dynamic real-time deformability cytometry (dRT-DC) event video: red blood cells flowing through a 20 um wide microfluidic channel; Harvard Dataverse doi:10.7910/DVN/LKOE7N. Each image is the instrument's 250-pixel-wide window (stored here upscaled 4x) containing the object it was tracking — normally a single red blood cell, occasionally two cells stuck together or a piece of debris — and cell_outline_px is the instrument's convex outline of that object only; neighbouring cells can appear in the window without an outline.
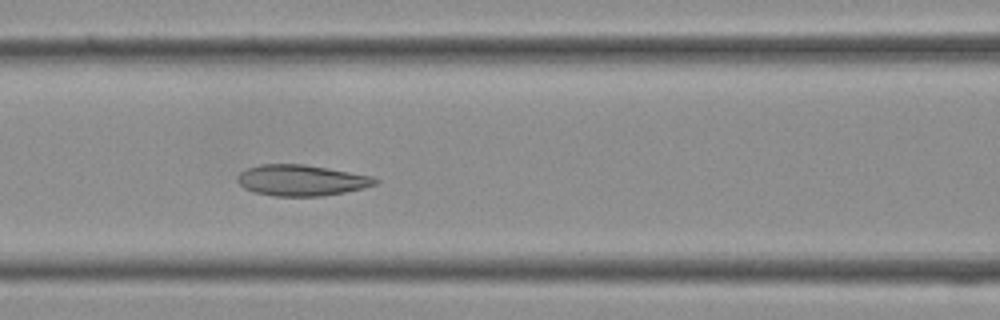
{"species": "Egyptian fruit bat (a non-hibernating species)", "species_latin": "Rousettus aegyptiacus", "temperature_condition": "cold", "stored_images_in_passage": 32, "camera_frame_rate_fps": 3000, "um_per_image_px": 0.085, "frame": {"image": 1, "passage_image": 15, "time_ms": 4.667, "image_size_px": [1000, 320], "cell_outline_px": [[380, 180], [376, 184], [364, 188], [344, 192], [320, 196], [276, 196], [256, 192], [244, 188], [236, 180], [236, 176], [240, 172], [248, 168], [260, 164], [304, 164], [328, 168], [372, 176]], "centroid_in_image_um": [25.61, 15.32], "position_along_channel_um": 141.0, "area_um2": 24.8}}
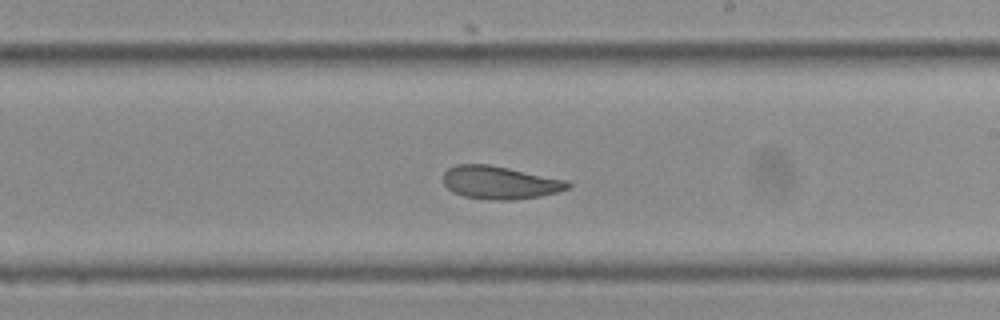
{"frame": {"image": 2, "passage_image": 21, "time_ms": 6.667, "image_size_px": [1000, 320], "cell_outline_px": [[572, 184], [568, 188], [556, 192], [540, 196], [512, 200], [492, 200], [464, 196], [452, 192], [444, 184], [444, 172], [448, 168], [456, 164], [488, 164], [568, 180]], "centroid_in_image_um": [42.48, 15.51], "position_along_channel_um": 246.5, "area_um2": 23.87}}
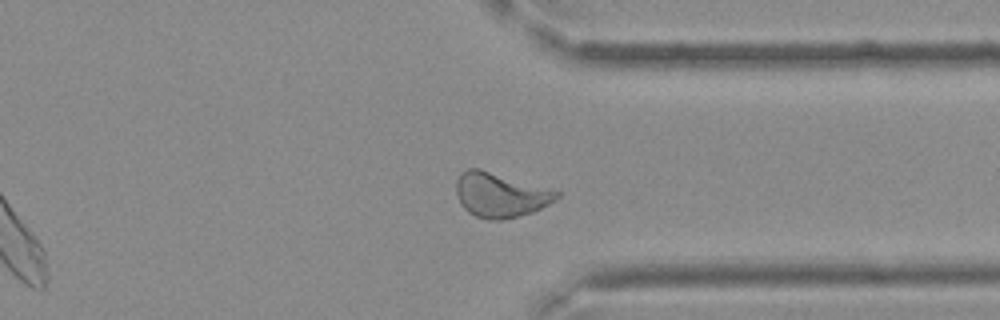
{"frame": {"image": 3, "passage_image": 28, "time_ms": 9.0, "image_size_px": [1000, 320], "cell_outline_px": [[560, 196], [556, 200], [532, 212], [520, 216], [500, 220], [488, 220], [476, 216], [468, 212], [460, 204], [456, 196], [456, 180], [460, 172], [468, 168], [480, 168], [552, 188], [560, 192]], "centroid_in_image_um": [42.52, 16.55], "position_along_channel_um": 368.9, "area_um2": 26.59}}